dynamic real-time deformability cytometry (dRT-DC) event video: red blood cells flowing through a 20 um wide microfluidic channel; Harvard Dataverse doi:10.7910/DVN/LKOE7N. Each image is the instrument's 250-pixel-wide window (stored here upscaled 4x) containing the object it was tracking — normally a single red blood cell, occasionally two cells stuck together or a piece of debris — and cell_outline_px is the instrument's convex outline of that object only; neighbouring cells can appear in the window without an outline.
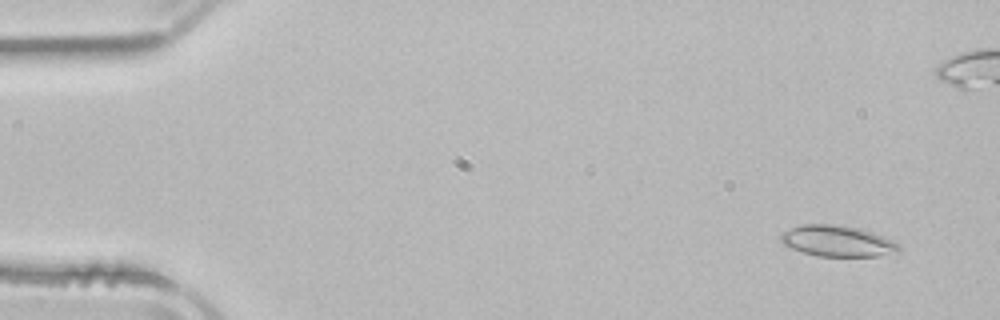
{"species": "common noctule bat (a hibernating species)", "species_latin": "Nyctalus noctula", "temperature_condition": "room temperature", "stored_images_in_passage": 53, "camera_frame_rate_fps": 3000, "um_per_image_px": 0.085, "animal": {"sex": "male", "body_mass_g": 21.5, "forearm_length_mm": 52.0}, "frame": {"image": 1, "passage_image": 4, "time_ms": 1.0, "image_size_px": [1000, 320], "cell_outline_px": [[900, 252], [880, 256], [816, 256], [792, 248], [784, 244], [780, 240], [780, 236], [784, 232], [800, 224], [828, 224], [856, 228], [872, 232], [892, 240], [900, 244]], "centroid_in_image_um": [71.21, 20.5], "position_along_channel_um": 13.8, "area_um2": 21.15}}
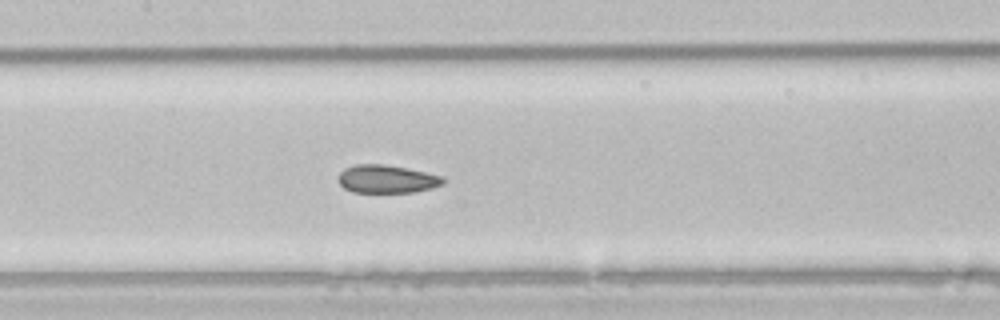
{"frame": {"image": 2, "passage_image": 25, "time_ms": 8.0, "image_size_px": [1000, 320], "cell_outline_px": [[444, 184], [432, 188], [416, 192], [352, 192], [344, 188], [340, 184], [340, 172], [344, 168], [356, 164], [384, 164], [424, 172], [440, 176], [444, 180]], "centroid_in_image_um": [32.86, 15.22], "position_along_channel_um": 174.5, "area_um2": 16.94}}
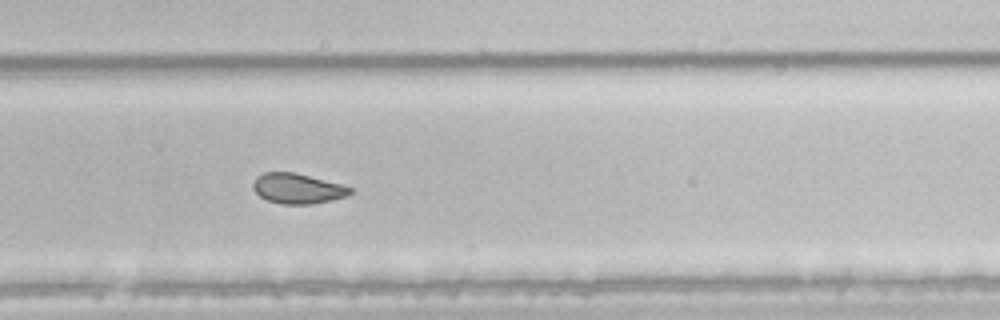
{"frame": {"image": 3, "passage_image": 35, "time_ms": 11.333, "image_size_px": [1000, 320], "cell_outline_px": [[352, 192], [344, 196], [332, 200], [312, 204], [280, 204], [268, 200], [260, 196], [252, 188], [252, 184], [256, 176], [264, 172], [292, 172], [340, 184], [352, 188]], "centroid_in_image_um": [25.24, 16.03], "position_along_channel_um": 304.6, "area_um2": 16.88}, "authors_computed_cell_mechanics": {"area_um2": 19.1896, "velocity_mm_per_s": 3.9214, "shape_relaxation_time_tau1_ms": 7.3533, "shape_relaxation_time_tau2_ms": 1.6746, "deformation_change_tau1": 0.1158, "deformation_change_tau2": 0.0468}}